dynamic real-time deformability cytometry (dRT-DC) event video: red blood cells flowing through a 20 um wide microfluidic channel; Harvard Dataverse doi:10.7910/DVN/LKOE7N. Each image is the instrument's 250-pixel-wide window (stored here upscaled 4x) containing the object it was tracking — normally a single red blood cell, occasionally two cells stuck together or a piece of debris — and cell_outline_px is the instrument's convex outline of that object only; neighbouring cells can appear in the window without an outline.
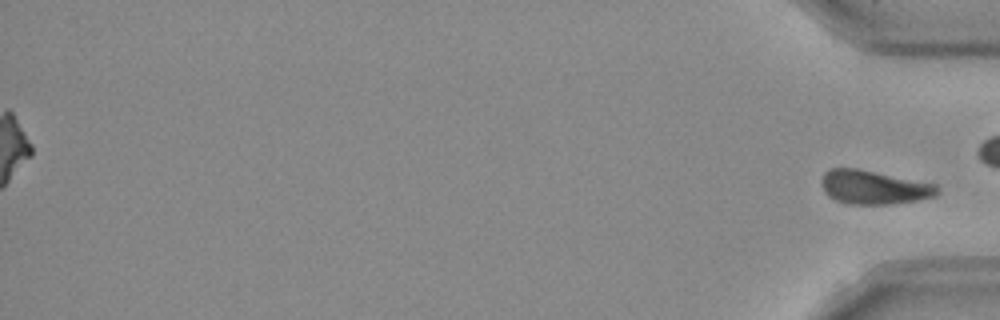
{"species": "Egyptian fruit bat (a non-hibernating species)", "species_latin": "Rousettus aegyptiacus", "temperature_condition": "room temperature", "stored_images_in_passage": 46, "segment_of_instrument_passage": [2, 2], "camera_frame_rate_fps": 3000, "um_per_image_px": 0.085, "frame": {"image": 1, "passage_image": 46, "time_ms": 15.0, "image_size_px": [1000, 320], "cell_outline_px": [[940, 192], [936, 196], [916, 200], [888, 204], [848, 204], [836, 200], [828, 196], [824, 192], [820, 184], [820, 180], [824, 172], [832, 168], [856, 168], [936, 184], [940, 188]], "centroid_in_image_um": [74.25, 15.92], "position_along_channel_um": 361.0, "area_um2": 22.89}}